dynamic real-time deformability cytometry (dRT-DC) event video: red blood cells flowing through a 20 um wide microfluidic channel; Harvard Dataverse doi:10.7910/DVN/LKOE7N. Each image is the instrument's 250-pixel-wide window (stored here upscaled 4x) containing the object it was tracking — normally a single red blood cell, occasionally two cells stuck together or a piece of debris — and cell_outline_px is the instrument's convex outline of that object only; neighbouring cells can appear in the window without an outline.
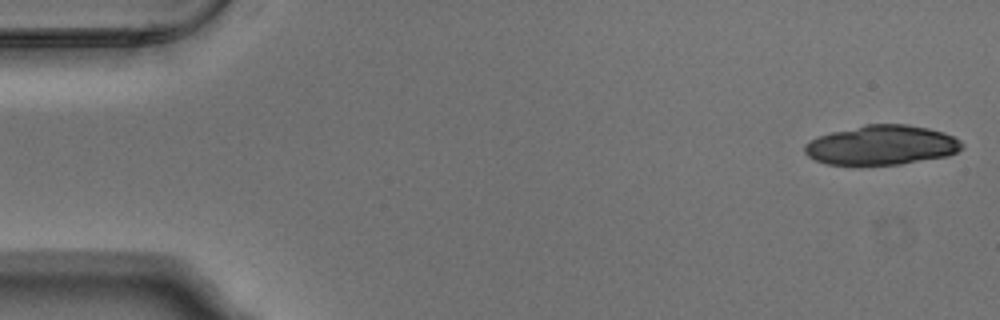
{"species": "Egyptian fruit bat (a non-hibernating species)", "species_latin": "Rousettus aegyptiacus", "temperature_condition": "warm", "stored_images_in_passage": 19, "camera_frame_rate_fps": 3000, "um_per_image_px": 0.085, "animal": {"sex": "male"}, "frame": {"image": 1, "passage_image": 1, "time_ms": 0.0, "image_size_px": [1000, 320], "cell_outline_px": [[964, 148], [948, 156], [900, 164], [828, 164], [816, 160], [808, 156], [804, 152], [804, 144], [816, 136], [864, 124], [908, 124], [928, 128], [944, 132], [960, 140], [964, 144]], "centroid_in_image_um": [74.95, 12.32], "position_along_channel_um": 10.0, "area_um2": 36.3}}